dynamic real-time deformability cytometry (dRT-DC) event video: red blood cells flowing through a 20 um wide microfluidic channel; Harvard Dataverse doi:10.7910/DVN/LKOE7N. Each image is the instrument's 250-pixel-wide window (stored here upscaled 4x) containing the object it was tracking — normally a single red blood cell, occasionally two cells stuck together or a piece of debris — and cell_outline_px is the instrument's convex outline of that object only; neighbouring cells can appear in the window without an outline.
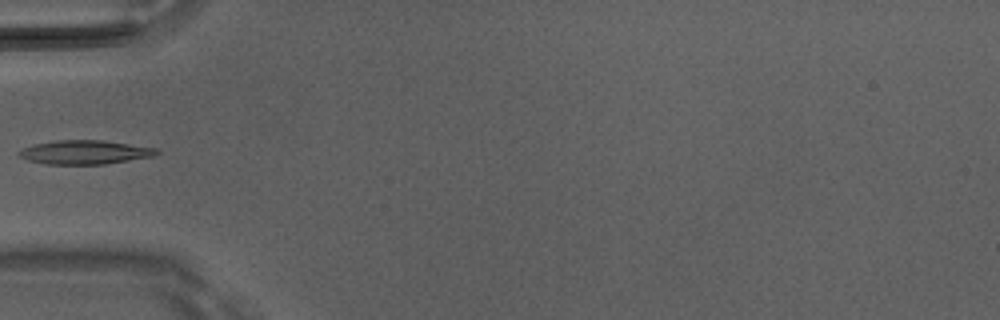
{"species": "Egyptian fruit bat (a non-hibernating species)", "species_latin": "Rousettus aegyptiacus", "temperature_condition": "room temperature", "stored_images_in_passage": 4, "camera_frame_rate_fps": 3000, "um_per_image_px": 0.085, "animal": {"sex": "male"}, "frame": {"image": 1, "passage_image": 4, "time_ms": 1.0, "image_size_px": [1000, 320], "cell_outline_px": [[160, 152], [156, 156], [104, 164], [44, 164], [28, 160], [20, 156], [16, 152], [32, 144], [56, 140], [104, 140], [156, 148]], "centroid_in_image_um": [7.21, 12.93], "position_along_channel_um": 77.8, "area_um2": 19.25}}